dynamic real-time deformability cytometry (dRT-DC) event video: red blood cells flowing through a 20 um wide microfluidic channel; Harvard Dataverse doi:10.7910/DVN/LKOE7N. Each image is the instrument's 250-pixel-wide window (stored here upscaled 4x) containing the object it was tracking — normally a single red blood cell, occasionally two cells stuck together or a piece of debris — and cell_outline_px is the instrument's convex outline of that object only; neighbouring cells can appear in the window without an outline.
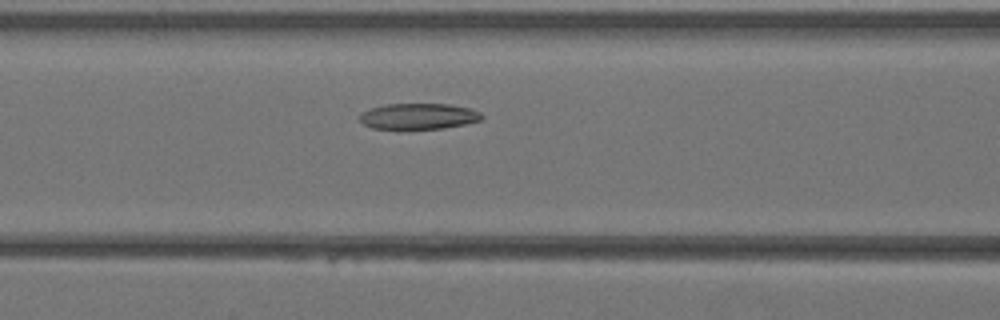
{"species": "Egyptian fruit bat (a non-hibernating species)", "species_latin": "Rousettus aegyptiacus", "temperature_condition": "warm", "stored_images_in_passage": 24, "camera_frame_rate_fps": 3000, "um_per_image_px": 0.085, "animal": {"sex": "female"}, "frame": {"image": 1, "passage_image": 7, "time_ms": 2.0, "image_size_px": [1000, 320], "cell_outline_px": [[484, 116], [480, 120], [464, 124], [444, 128], [372, 128], [364, 124], [360, 120], [360, 112], [384, 104], [448, 104], [468, 108], [480, 112]], "centroid_in_image_um": [35.57, 9.87], "position_along_channel_um": 131.0, "area_um2": 18.15}}
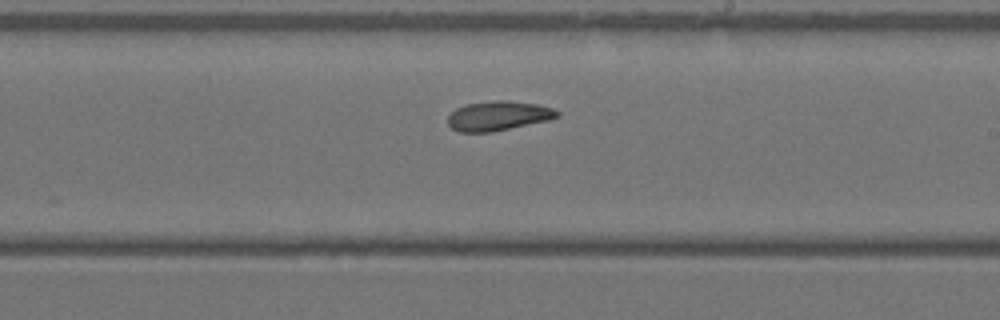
{"frame": {"image": 2, "passage_image": 14, "time_ms": 4.333, "image_size_px": [1000, 320], "cell_outline_px": [[560, 116], [548, 120], [492, 132], [460, 132], [452, 128], [448, 124], [448, 116], [456, 108], [468, 104], [496, 100], [508, 100], [536, 104], [556, 108], [560, 112]], "centroid_in_image_um": [42.39, 9.84], "position_along_channel_um": 246.6, "area_um2": 18.79}}
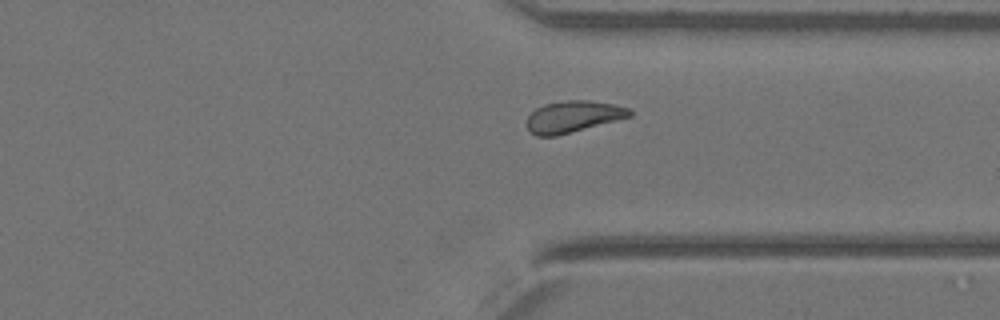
{"frame": {"image": 3, "passage_image": 21, "time_ms": 6.667, "image_size_px": [1000, 320], "cell_outline_px": [[632, 116], [556, 136], [536, 136], [528, 128], [528, 116], [536, 108], [544, 104], [564, 100], [588, 100], [616, 104], [628, 108], [632, 112]], "centroid_in_image_um": [48.73, 9.9], "position_along_channel_um": 362.7, "area_um2": 18.79}}